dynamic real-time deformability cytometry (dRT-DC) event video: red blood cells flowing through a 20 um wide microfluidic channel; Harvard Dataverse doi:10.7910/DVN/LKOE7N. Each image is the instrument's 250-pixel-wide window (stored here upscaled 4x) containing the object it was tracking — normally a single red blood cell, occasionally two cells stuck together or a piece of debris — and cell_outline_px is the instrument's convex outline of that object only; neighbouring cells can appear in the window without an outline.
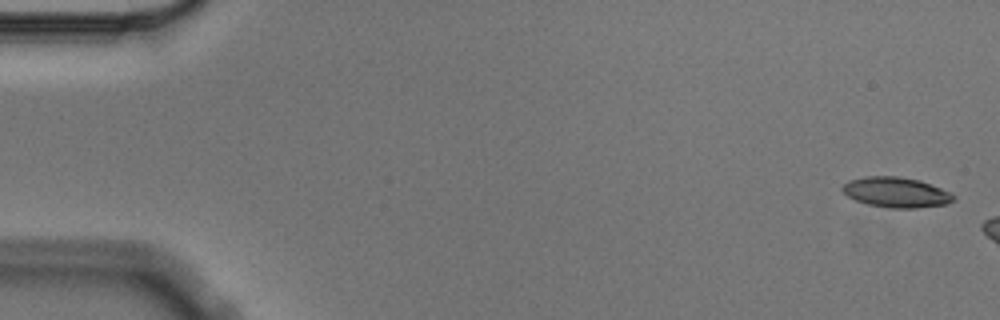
{"species": "Egyptian fruit bat (a non-hibernating species)", "species_latin": "Rousettus aegyptiacus", "temperature_condition": "cold", "stored_images_in_passage": 5, "segment_of_instrument_passage": [2, 2], "camera_frame_rate_fps": 3000, "um_per_image_px": 0.085, "animal": {"sex": "male"}, "frame": {"image": 1, "passage_image": 5, "time_ms": 1.333, "image_size_px": [1000, 320], "cell_outline_px": [[956, 200], [948, 204], [916, 208], [888, 208], [868, 204], [856, 200], [848, 196], [840, 188], [848, 180], [864, 176], [896, 176], [920, 180], [952, 192], [956, 196]], "centroid_in_image_um": [76.21, 16.34], "position_along_channel_um": 8.8, "area_um2": 19.83}}